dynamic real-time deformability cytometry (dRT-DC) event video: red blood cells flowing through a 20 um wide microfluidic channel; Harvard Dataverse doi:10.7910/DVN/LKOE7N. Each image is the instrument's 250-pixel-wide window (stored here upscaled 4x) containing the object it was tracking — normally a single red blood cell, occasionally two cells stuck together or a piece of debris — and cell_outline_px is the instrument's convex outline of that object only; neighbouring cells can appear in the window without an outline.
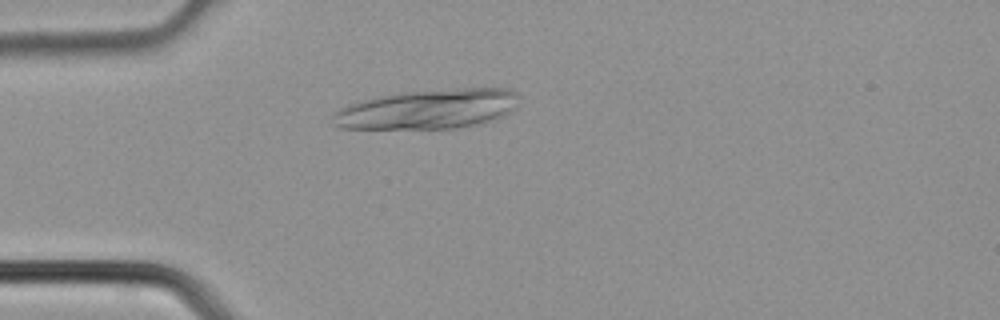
{"species": "common noctule bat (a hibernating species)", "species_latin": "Nyctalus noctula", "temperature_condition": "cold", "stored_images_in_passage": 1, "camera_frame_rate_fps": 3000, "um_per_image_px": 0.085, "animal": {"sex": "male", "body_mass_g": 21.5, "forearm_length_mm": 52.0}, "frame": {"image": 1, "passage_image": 1, "time_ms": 0.0, "image_size_px": [1000, 320], "cell_outline_px": [[520, 96], [516, 108], [512, 112], [504, 116], [492, 120], [476, 124], [456, 128], [340, 128], [332, 124], [332, 112], [348, 104], [360, 100], [380, 96], [408, 92], [460, 88], [512, 88]], "centroid_in_image_um": [36.41, 9.27], "position_along_channel_um": 48.6, "area_um2": 43.12}}